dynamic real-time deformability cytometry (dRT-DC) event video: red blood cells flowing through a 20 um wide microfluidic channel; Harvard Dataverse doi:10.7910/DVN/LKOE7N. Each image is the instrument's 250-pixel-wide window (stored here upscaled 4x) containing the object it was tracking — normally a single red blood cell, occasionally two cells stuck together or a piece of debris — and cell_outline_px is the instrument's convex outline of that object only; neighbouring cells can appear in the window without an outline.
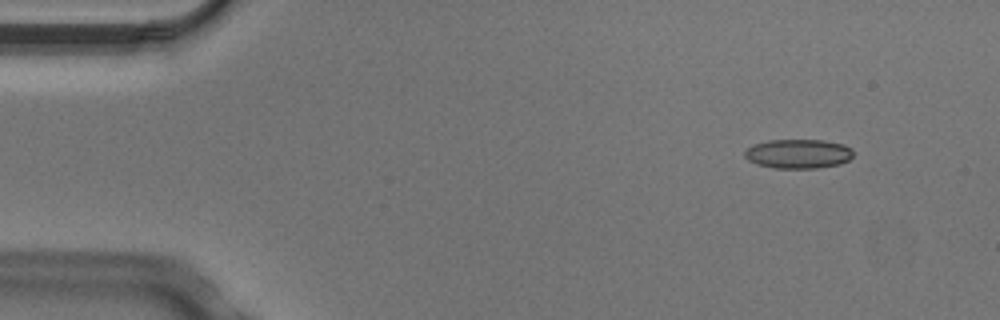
{"species": "Egyptian fruit bat (a non-hibernating species)", "species_latin": "Rousettus aegyptiacus", "temperature_condition": "cold", "stored_images_in_passage": 6, "camera_frame_rate_fps": 3000, "um_per_image_px": 0.085, "animal": {"sex": "male"}, "frame": {"image": 1, "passage_image": 2, "time_ms": 0.333, "image_size_px": [1000, 320], "cell_outline_px": [[852, 156], [848, 160], [840, 164], [816, 168], [772, 168], [756, 164], [748, 160], [744, 156], [744, 152], [752, 144], [768, 140], [824, 140], [844, 144], [852, 148]], "centroid_in_image_um": [67.83, 13.07], "position_along_channel_um": 17.2, "area_um2": 18.67}}
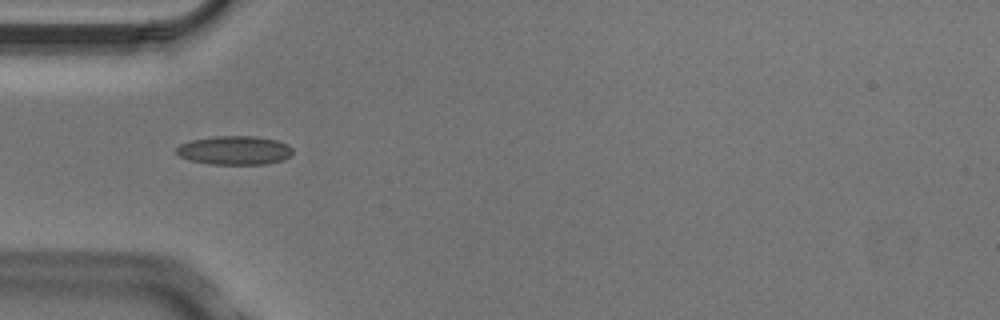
{"frame": {"image": 2, "passage_image": 5, "time_ms": 1.333, "image_size_px": [1000, 320], "cell_outline_px": [[292, 152], [284, 160], [268, 164], [208, 164], [188, 160], [180, 156], [176, 152], [176, 148], [180, 144], [192, 140], [216, 136], [256, 136], [276, 140], [288, 144], [292, 148]], "centroid_in_image_um": [19.94, 12.78], "position_along_channel_um": 65.1, "area_um2": 19.59}}